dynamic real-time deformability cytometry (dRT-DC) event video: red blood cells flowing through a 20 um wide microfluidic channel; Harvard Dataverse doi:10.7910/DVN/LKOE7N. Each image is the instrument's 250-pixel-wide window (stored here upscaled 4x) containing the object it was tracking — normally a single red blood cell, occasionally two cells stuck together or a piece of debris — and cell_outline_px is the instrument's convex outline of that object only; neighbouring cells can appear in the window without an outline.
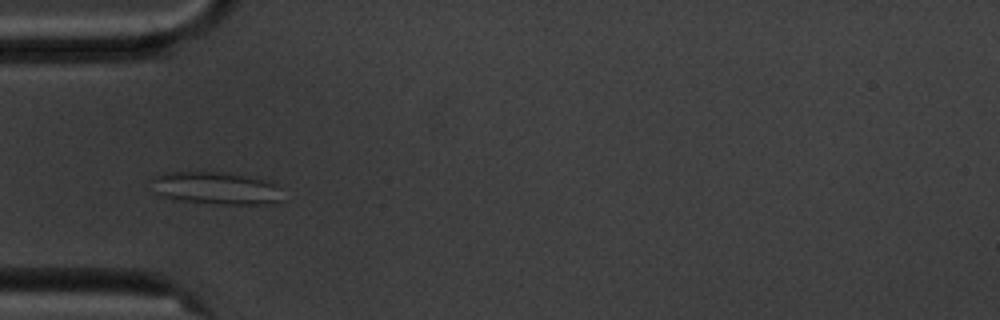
{"species": "common noctule bat (a hibernating species)", "species_latin": "Nyctalus noctula", "temperature_condition": "cold", "stored_images_in_passage": 9, "camera_frame_rate_fps": 3000, "um_per_image_px": 0.085, "animal": {"sex": "male", "body_mass_g": 20.1, "forearm_length_mm": 53.5}, "frame": {"image": 1, "passage_image": 6, "time_ms": 6.0, "image_size_px": [1000, 320], "cell_outline_px": [[280, 200], [272, 204], [220, 204], [184, 200], [160, 196], [156, 192], [148, 180], [152, 176], [164, 172], [216, 172], [248, 176], [276, 184]], "centroid_in_image_um": [18.26, 15.98], "position_along_channel_um": 66.7, "area_um2": 24.51}}
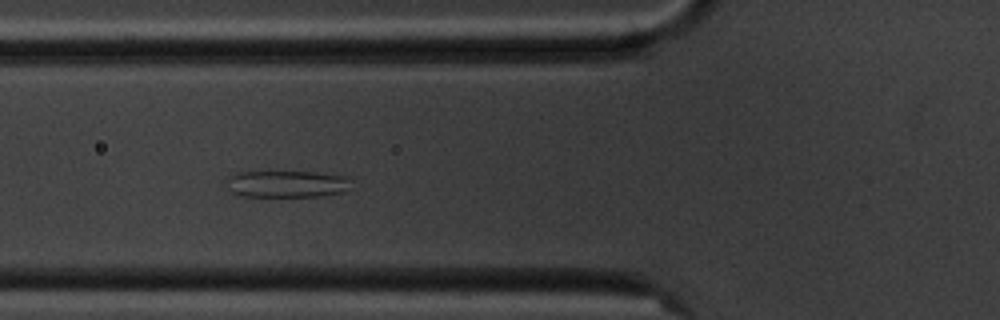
{"frame": {"image": 2, "passage_image": 7, "time_ms": 7.0, "image_size_px": [1000, 320], "cell_outline_px": [[352, 180], [348, 188], [344, 192], [320, 196], [240, 196], [232, 192], [228, 188], [228, 176], [236, 172], [316, 172], [348, 176]], "centroid_in_image_um": [24.41, 15.63], "position_along_channel_um": 101.4, "area_um2": 19.59}}